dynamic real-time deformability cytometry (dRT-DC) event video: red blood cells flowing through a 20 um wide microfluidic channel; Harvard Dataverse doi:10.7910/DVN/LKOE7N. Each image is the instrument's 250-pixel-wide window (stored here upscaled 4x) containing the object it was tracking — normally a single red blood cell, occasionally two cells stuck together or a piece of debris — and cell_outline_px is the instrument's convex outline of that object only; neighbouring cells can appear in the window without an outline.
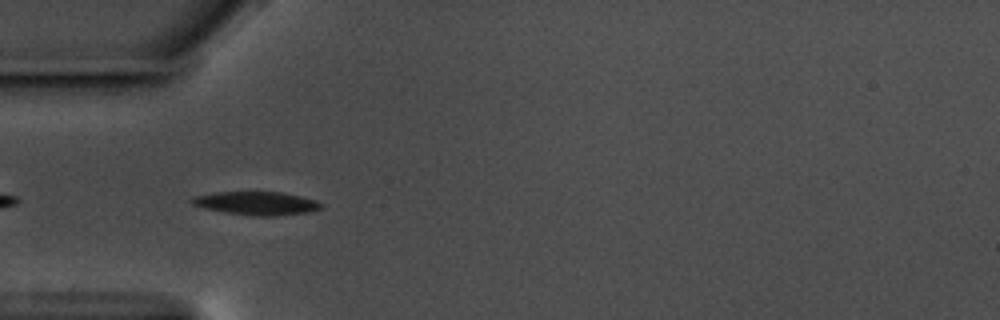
{"species": "common noctule bat (a hibernating species)", "species_latin": "Nyctalus noctula", "temperature_condition": "warm", "stored_images_in_passage": 7, "segment_of_instrument_passage": [1, 2], "camera_frame_rate_fps": 3000, "um_per_image_px": 0.085, "animal": {"sex": "male", "body_mass_g": 17.5, "forearm_length_mm": 52.3}, "frame": {"image": 1, "passage_image": 2, "time_ms": 0.333, "image_size_px": [1000, 320], "cell_outline_px": [[324, 208], [304, 212], [272, 216], [252, 216], [224, 212], [204, 208], [192, 204], [188, 200], [192, 196], [216, 192], [280, 192], [300, 196], [316, 200]], "centroid_in_image_um": [21.73, 17.27], "position_along_channel_um": 63.3, "area_um2": 17.51}}
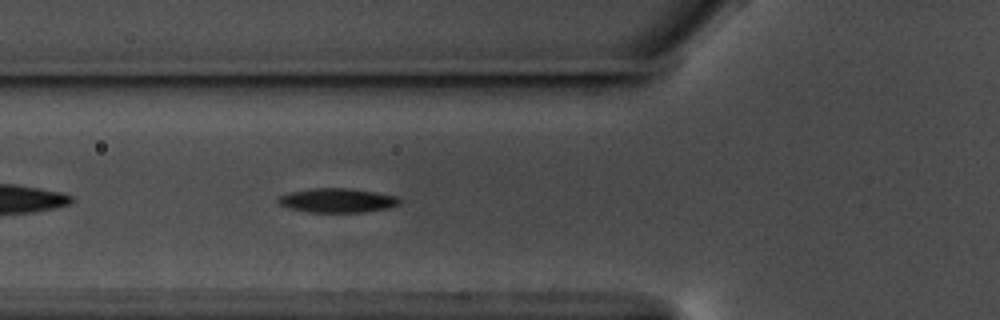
{"frame": {"image": 2, "passage_image": 5, "time_ms": 1.333, "image_size_px": [1000, 320], "cell_outline_px": [[400, 204], [388, 208], [364, 212], [308, 212], [288, 208], [280, 204], [276, 200], [276, 196], [292, 192], [312, 188], [348, 188], [396, 196], [400, 200]], "centroid_in_image_um": [28.62, 17.04], "position_along_channel_um": 97.2, "area_um2": 17.05}}